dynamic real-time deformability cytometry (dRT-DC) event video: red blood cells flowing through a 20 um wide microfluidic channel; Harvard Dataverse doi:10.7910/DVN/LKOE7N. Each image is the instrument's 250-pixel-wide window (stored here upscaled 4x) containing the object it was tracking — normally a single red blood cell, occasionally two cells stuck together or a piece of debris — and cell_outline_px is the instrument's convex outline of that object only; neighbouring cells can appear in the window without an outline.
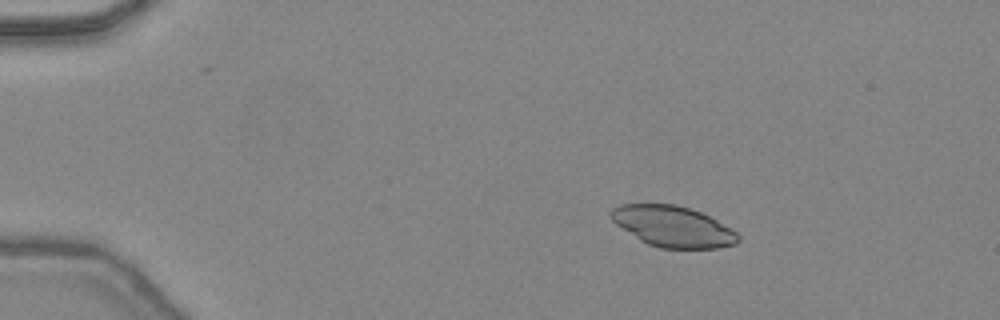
{"species": "common noctule bat (a hibernating species)", "species_latin": "Nyctalus noctula", "temperature_condition": "warm", "stored_images_in_passage": 45, "camera_frame_rate_fps": 3000, "um_per_image_px": 0.085, "animal": {"sex": "female", "body_mass_g": 24.6, "forearm_length_mm": 56.2}, "frame": {"image": 1, "passage_image": 7, "time_ms": 2.0, "image_size_px": [1000, 320], "cell_outline_px": [[740, 240], [736, 244], [720, 248], [660, 248], [648, 244], [640, 240], [616, 224], [612, 220], [608, 212], [612, 208], [620, 204], [676, 204], [700, 212], [716, 220], [736, 232], [740, 236]], "centroid_in_image_um": [57.18, 19.25], "position_along_channel_um": 27.8, "area_um2": 30.17}}